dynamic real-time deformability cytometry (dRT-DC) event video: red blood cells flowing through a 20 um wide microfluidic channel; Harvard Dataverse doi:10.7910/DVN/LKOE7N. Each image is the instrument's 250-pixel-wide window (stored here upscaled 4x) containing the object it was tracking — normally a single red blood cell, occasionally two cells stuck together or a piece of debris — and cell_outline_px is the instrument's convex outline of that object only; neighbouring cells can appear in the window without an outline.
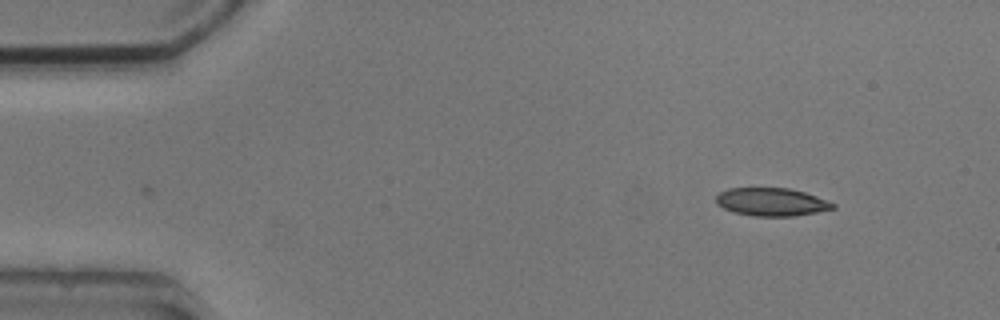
{"species": "common noctule bat (a hibernating species)", "species_latin": "Nyctalus noctula", "temperature_condition": "cold", "stored_images_in_passage": 3, "camera_frame_rate_fps": 3000, "um_per_image_px": 0.085, "animal": {"sex": "male", "body_mass_g": 20.5, "forearm_length_mm": 52.5}, "frame": {"image": 1, "passage_image": 3, "time_ms": 2.333, "image_size_px": [1000, 320], "cell_outline_px": [[836, 208], [796, 216], [752, 216], [732, 212], [716, 204], [716, 196], [720, 192], [728, 188], [788, 188], [804, 192], [816, 196], [836, 204]], "centroid_in_image_um": [65.56, 17.17], "position_along_channel_um": 19.4, "area_um2": 19.13}}